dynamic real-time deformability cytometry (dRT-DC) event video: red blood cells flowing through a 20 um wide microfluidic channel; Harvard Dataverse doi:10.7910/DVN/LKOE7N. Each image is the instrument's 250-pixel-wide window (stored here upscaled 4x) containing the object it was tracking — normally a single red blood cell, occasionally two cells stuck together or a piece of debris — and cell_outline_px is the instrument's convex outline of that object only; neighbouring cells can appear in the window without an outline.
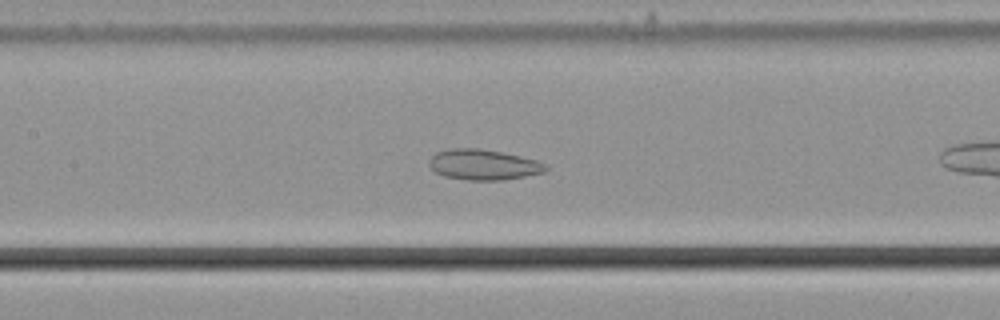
{"species": "common noctule bat (a hibernating species)", "species_latin": "Nyctalus noctula", "temperature_condition": "cold", "stored_images_in_passage": 27, "camera_frame_rate_fps": 3000, "um_per_image_px": 0.085, "animal": {"sex": "male", "body_mass_g": 21.5, "forearm_length_mm": 52.0}, "frame": {"image": 1, "passage_image": 12, "time_ms": 3.667, "image_size_px": [1000, 320], "cell_outline_px": [[548, 168], [544, 172], [504, 180], [468, 180], [444, 176], [436, 172], [428, 164], [428, 160], [436, 152], [452, 148], [480, 148], [520, 156], [536, 160], [544, 164]], "centroid_in_image_um": [41.06, 13.99], "position_along_channel_um": 166.3, "area_um2": 20.58}}
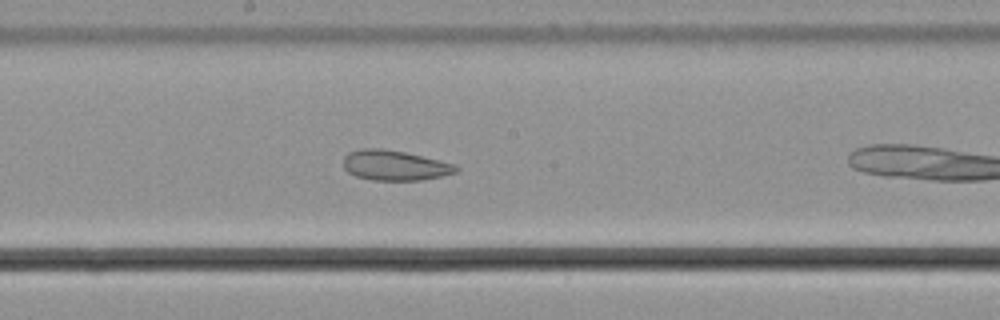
{"frame": {"image": 2, "passage_image": 16, "time_ms": 5.0, "image_size_px": [1000, 320], "cell_outline_px": [[460, 168], [456, 172], [440, 176], [420, 180], [372, 180], [356, 176], [348, 172], [344, 168], [344, 156], [348, 152], [360, 148], [384, 148], [404, 152], [456, 164]], "centroid_in_image_um": [33.53, 14.04], "position_along_channel_um": 214.7, "area_um2": 19.77}}